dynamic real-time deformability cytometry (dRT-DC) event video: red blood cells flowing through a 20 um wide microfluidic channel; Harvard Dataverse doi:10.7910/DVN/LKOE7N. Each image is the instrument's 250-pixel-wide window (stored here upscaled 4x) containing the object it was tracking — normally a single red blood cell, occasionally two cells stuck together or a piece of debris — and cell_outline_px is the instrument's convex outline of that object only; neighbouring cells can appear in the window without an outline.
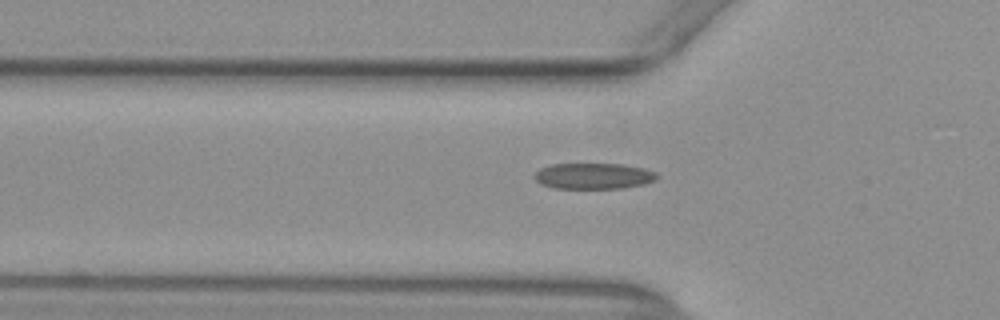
{"species": "common noctule bat (a hibernating species)", "species_latin": "Nyctalus noctula", "temperature_condition": "warm", "stored_images_in_passage": 23, "camera_frame_rate_fps": 3000, "um_per_image_px": 0.085, "animal": {"sex": "female", "body_mass_g": 29.2, "forearm_length_mm": 56.3}, "frame": {"image": 1, "passage_image": 5, "time_ms": 1.333, "image_size_px": [1000, 320], "cell_outline_px": [[656, 180], [644, 184], [620, 188], [556, 188], [540, 184], [532, 176], [540, 168], [552, 164], [624, 164], [644, 168], [656, 172]], "centroid_in_image_um": [50.44, 14.95], "position_along_channel_um": 75.4, "area_um2": 18.5}}
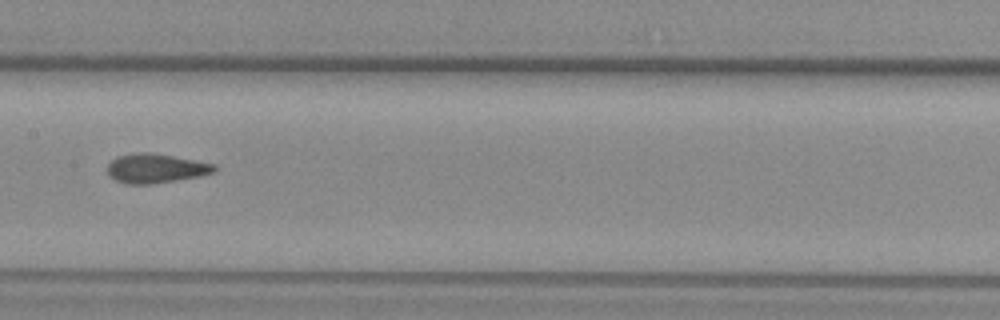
{"frame": {"image": 2, "passage_image": 14, "time_ms": 4.333, "image_size_px": [1000, 320], "cell_outline_px": [[216, 172], [200, 176], [152, 184], [124, 184], [108, 176], [108, 164], [112, 160], [120, 156], [140, 152], [148, 152], [172, 156], [216, 164]], "centroid_in_image_um": [13.25, 14.32], "position_along_channel_um": 194.2, "area_um2": 18.15}}
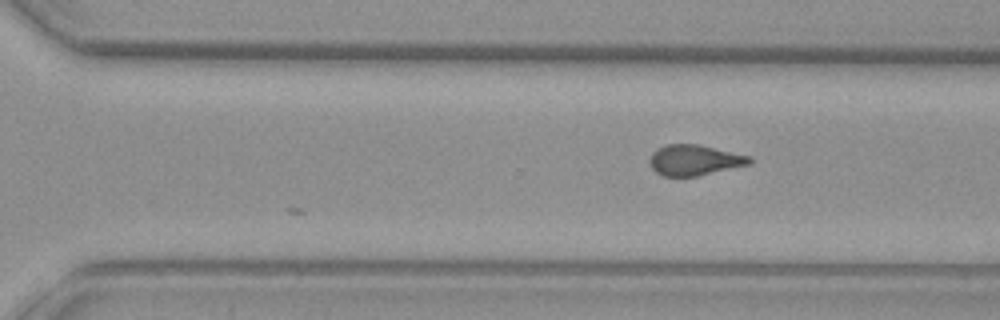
{"frame": {"image": 3, "passage_image": 23, "time_ms": 7.333, "image_size_px": [1000, 320], "cell_outline_px": [[752, 164], [696, 176], [664, 176], [656, 172], [652, 168], [648, 160], [652, 152], [656, 148], [668, 144], [700, 144], [752, 156]], "centroid_in_image_um": [59.05, 13.59], "position_along_channel_um": 311.6, "area_um2": 18.03}}